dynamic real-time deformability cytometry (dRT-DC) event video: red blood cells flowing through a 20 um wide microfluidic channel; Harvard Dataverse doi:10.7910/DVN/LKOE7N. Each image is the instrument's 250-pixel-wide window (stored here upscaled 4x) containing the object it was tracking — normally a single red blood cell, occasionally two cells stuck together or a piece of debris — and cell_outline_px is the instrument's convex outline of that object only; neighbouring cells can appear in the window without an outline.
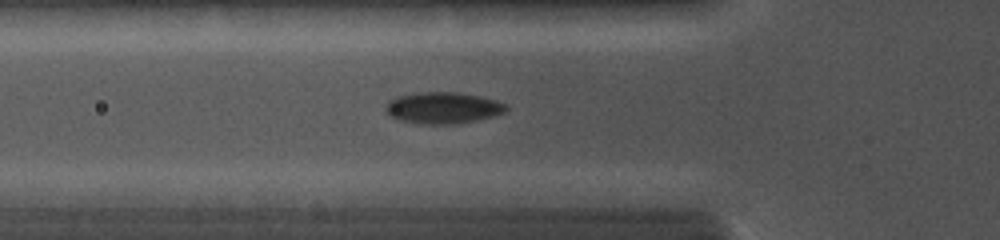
{"species": "common noctule bat (a hibernating species)", "species_latin": "Nyctalus noctula", "temperature_condition": "cold", "stored_images_in_passage": 33, "camera_frame_rate_fps": 5000, "um_per_image_px": 0.085, "animal": {"sex": "female", "body_mass_g": 19.0, "forearm_length_mm": 56.7}, "frame": {"image": 1, "passage_image": 14, "time_ms": 4.4, "image_size_px": [1000, 240], "cell_outline_px": [[508, 108], [504, 112], [496, 116], [456, 124], [420, 124], [396, 120], [384, 108], [388, 100], [396, 96], [416, 92], [456, 92], [480, 96], [496, 100], [508, 104]], "centroid_in_image_um": [37.65, 9.17], "position_along_channel_um": 88.2, "area_um2": 22.43}}
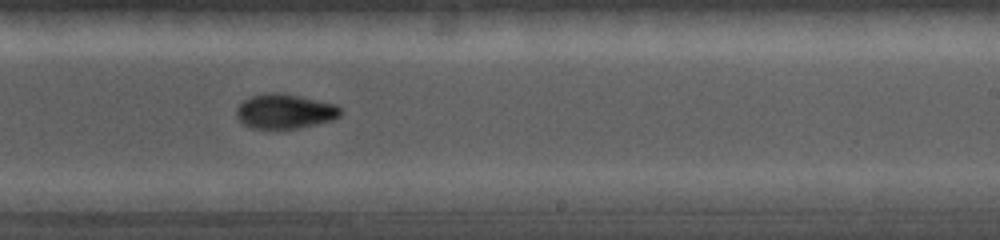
{"frame": {"image": 2, "passage_image": 25, "time_ms": 8.4, "image_size_px": [1000, 240], "cell_outline_px": [[340, 116], [332, 120], [316, 124], [296, 128], [252, 128], [244, 124], [236, 116], [236, 108], [244, 100], [252, 96], [268, 92], [276, 92], [300, 96], [336, 104], [340, 108]], "centroid_in_image_um": [24.2, 9.45], "position_along_channel_um": 264.8, "area_um2": 20.81}}
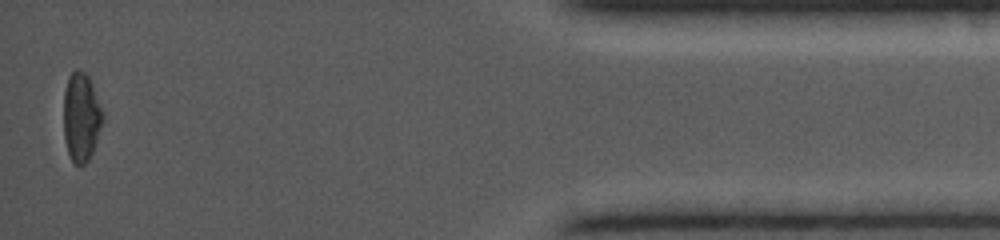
{"frame": {"image": 3, "passage_image": 33, "time_ms": 13.4, "image_size_px": [1000, 240], "cell_outline_px": [[104, 120], [92, 152], [88, 160], [84, 164], [76, 164], [72, 160], [68, 152], [64, 140], [64, 92], [68, 76], [76, 68], [84, 72], [88, 76], [92, 84], [104, 116]], "centroid_in_image_um": [6.9, 9.93], "position_along_channel_um": 428.3, "area_um2": 20.11}}